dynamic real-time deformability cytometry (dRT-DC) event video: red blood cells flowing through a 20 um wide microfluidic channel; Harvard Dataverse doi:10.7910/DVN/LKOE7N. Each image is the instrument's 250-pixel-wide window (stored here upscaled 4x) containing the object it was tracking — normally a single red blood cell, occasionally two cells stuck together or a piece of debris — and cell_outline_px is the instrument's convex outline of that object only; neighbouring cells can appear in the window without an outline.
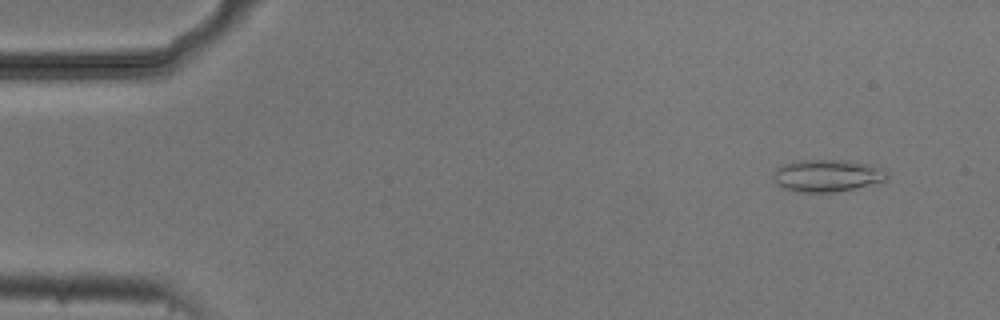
{"species": "common noctule bat (a hibernating species)", "species_latin": "Nyctalus noctula", "temperature_condition": "cold", "stored_images_in_passage": 5, "camera_frame_rate_fps": 3000, "um_per_image_px": 0.085, "animal": {"sex": "male", "body_mass_g": 20.5, "forearm_length_mm": 52.5}, "frame": {"image": 1, "passage_image": 1, "time_ms": 0.0, "image_size_px": [1000, 320], "cell_outline_px": [[888, 180], [856, 188], [832, 192], [804, 192], [784, 188], [776, 184], [772, 180], [772, 176], [776, 168], [784, 164], [800, 160], [848, 160], [872, 164], [884, 168], [888, 172]], "centroid_in_image_um": [70.35, 14.91], "position_along_channel_um": 14.6, "area_um2": 21.62}}